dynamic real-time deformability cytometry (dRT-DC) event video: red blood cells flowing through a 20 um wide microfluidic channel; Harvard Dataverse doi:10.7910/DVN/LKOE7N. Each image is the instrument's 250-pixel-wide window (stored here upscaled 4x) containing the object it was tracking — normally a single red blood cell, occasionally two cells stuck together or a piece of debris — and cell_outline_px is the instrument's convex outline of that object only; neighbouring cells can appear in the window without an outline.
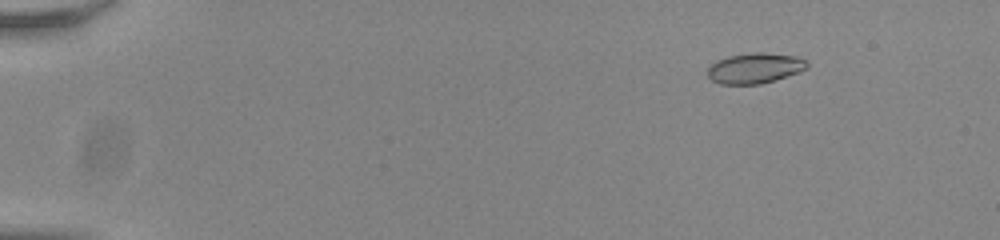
{"species": "common noctule bat (a hibernating species)", "species_latin": "Nyctalus noctula", "temperature_condition": "room temperature", "stored_images_in_passage": 19, "camera_frame_rate_fps": 3000, "um_per_image_px": 0.085, "animal": {"sex": "male", "body_mass_g": 20.0, "forearm_length_mm": 53.3}, "frame": {"image": 1, "passage_image": 8, "time_ms": 2.333, "image_size_px": [1000, 240], "cell_outline_px": [[808, 68], [800, 72], [776, 80], [760, 84], [720, 84], [712, 80], [708, 76], [708, 68], [716, 60], [728, 56], [756, 52], [764, 52], [800, 56], [808, 64]], "centroid_in_image_um": [64.2, 5.79], "position_along_channel_um": 20.8, "area_um2": 17.8}}